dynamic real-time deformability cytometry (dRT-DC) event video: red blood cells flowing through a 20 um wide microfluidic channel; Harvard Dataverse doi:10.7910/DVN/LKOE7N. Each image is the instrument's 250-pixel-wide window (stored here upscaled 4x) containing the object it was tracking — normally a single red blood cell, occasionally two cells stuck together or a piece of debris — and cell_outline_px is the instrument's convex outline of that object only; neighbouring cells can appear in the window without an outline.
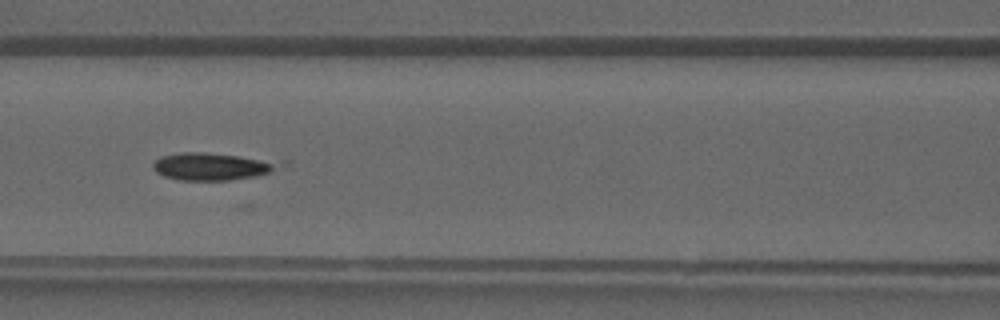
{"species": "common noctule bat (a hibernating species)", "species_latin": "Nyctalus noctula", "temperature_condition": "warm", "stored_images_in_passage": 35, "camera_frame_rate_fps": 3000, "um_per_image_px": 0.085, "animal": {"sex": "male", "forearm_length_mm": 52.5}, "frame": {"image": 1, "passage_image": 18, "time_ms": 5.667, "image_size_px": [1000, 320], "cell_outline_px": [[288, 164], [268, 172], [256, 176], [228, 180], [180, 180], [164, 176], [156, 172], [152, 168], [152, 164], [160, 156], [180, 152], [204, 152], [288, 160]], "centroid_in_image_um": [18.15, 14.12], "position_along_channel_um": 148.5, "area_um2": 20.81}}
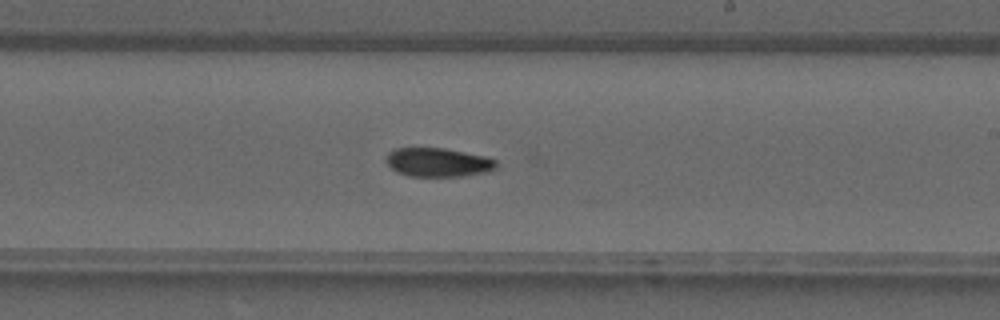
{"frame": {"image": 2, "passage_image": 24, "time_ms": 7.667, "image_size_px": [1000, 320], "cell_outline_px": [[496, 168], [492, 172], [464, 176], [408, 176], [396, 172], [384, 160], [388, 152], [396, 148], [444, 148], [488, 156], [496, 160]], "centroid_in_image_um": [37.27, 13.8], "position_along_channel_um": 251.7, "area_um2": 18.84}}
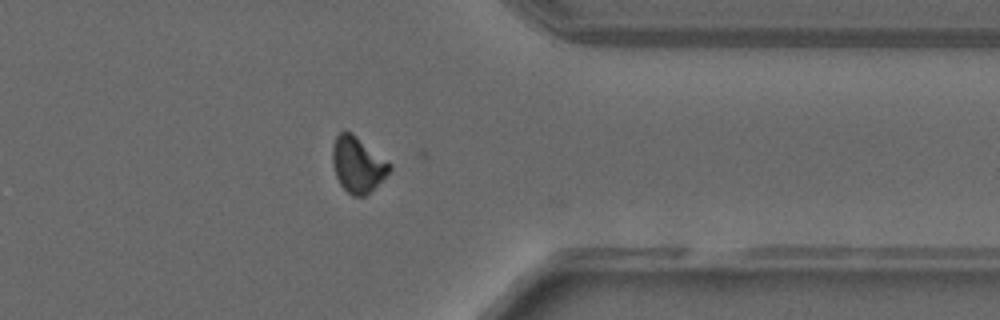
{"frame": {"image": 3, "passage_image": 32, "time_ms": 10.333, "image_size_px": [1000, 320], "cell_outline_px": [[392, 168], [364, 196], [352, 196], [340, 184], [336, 176], [332, 164], [332, 144], [336, 136], [340, 132], [352, 132], [392, 164]], "centroid_in_image_um": [30.37, 13.95], "position_along_channel_um": 381.0, "area_um2": 18.26}}